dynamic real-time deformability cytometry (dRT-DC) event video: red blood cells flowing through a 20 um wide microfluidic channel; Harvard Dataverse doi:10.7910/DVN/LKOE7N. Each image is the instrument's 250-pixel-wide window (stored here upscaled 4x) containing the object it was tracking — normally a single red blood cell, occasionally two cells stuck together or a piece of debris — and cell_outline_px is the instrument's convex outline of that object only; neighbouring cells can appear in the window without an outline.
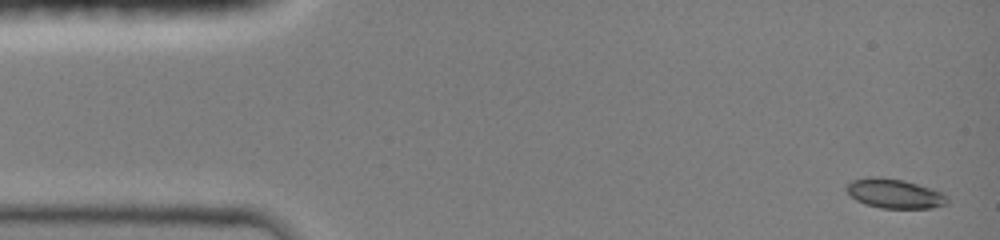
{"species": "common noctule bat (a hibernating species)", "species_latin": "Nyctalus noctula", "temperature_condition": "room temperature", "stored_images_in_passage": 15, "camera_frame_rate_fps": 3000, "um_per_image_px": 0.085, "animal": {"sex": "female", "body_mass_g": 19.0, "forearm_length_mm": 51.5}, "frame": {"image": 1, "passage_image": 1, "time_ms": 0.0, "image_size_px": [1000, 240], "cell_outline_px": [[948, 204], [928, 208], [880, 208], [864, 204], [856, 200], [848, 192], [848, 184], [852, 180], [904, 180], [940, 192], [948, 200]], "centroid_in_image_um": [76.08, 16.52], "position_along_channel_um": 8.9, "area_um2": 16.13}}
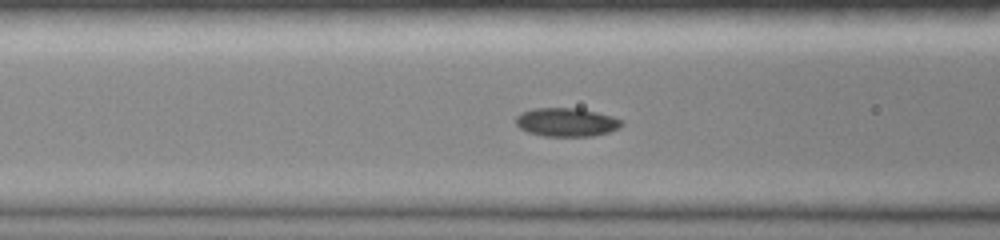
{"frame": {"image": 2, "passage_image": 7, "time_ms": 5.333, "image_size_px": [1000, 240], "cell_outline_px": [[624, 124], [608, 132], [592, 136], [544, 136], [528, 132], [520, 128], [516, 124], [516, 116], [520, 112], [536, 108], [576, 108], [596, 112], [612, 116], [624, 120]], "centroid_in_image_um": [48.14, 10.38], "position_along_channel_um": 118.5, "area_um2": 17.57}}
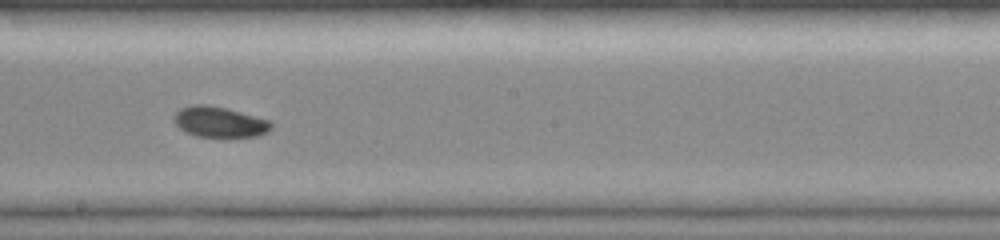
{"frame": {"image": 3, "passage_image": 13, "time_ms": 8.0, "image_size_px": [1000, 240], "cell_outline_px": [[272, 128], [256, 136], [224, 140], [196, 136], [184, 132], [172, 120], [172, 116], [180, 108], [192, 104], [208, 104], [240, 112], [268, 120], [272, 124]], "centroid_in_image_um": [18.6, 10.41], "position_along_channel_um": 229.6, "area_um2": 17.98}}